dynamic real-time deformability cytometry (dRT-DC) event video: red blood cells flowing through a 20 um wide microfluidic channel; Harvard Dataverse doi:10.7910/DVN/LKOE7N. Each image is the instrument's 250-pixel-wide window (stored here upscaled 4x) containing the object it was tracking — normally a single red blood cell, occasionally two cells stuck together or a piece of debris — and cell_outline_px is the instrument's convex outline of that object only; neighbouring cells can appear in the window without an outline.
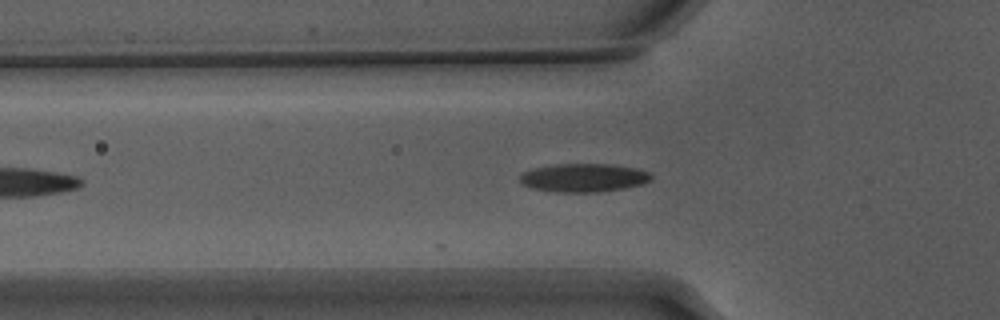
{"species": "Egyptian fruit bat (a non-hibernating species)", "species_latin": "Rousettus aegyptiacus", "temperature_condition": "warm", "stored_images_in_passage": 16, "camera_frame_rate_fps": 3000, "um_per_image_px": 0.085, "animal": {"sex": "male"}, "frame": {"image": 1, "passage_image": 2, "time_ms": 0.333, "image_size_px": [1000, 320], "cell_outline_px": [[652, 180], [644, 184], [624, 188], [600, 192], [556, 192], [532, 188], [524, 184], [520, 180], [520, 176], [524, 172], [536, 168], [556, 164], [612, 164], [636, 168], [652, 172]], "centroid_in_image_um": [49.7, 15.11], "position_along_channel_um": 76.1, "area_um2": 21.79}}
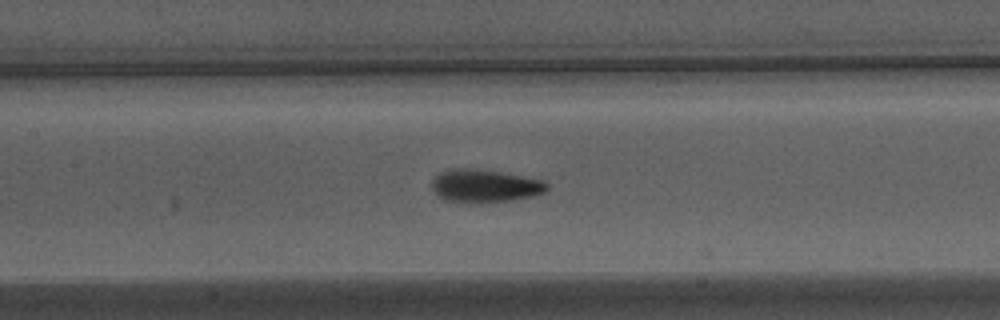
{"frame": {"image": 2, "passage_image": 9, "time_ms": 2.667, "image_size_px": [1000, 320], "cell_outline_px": [[548, 188], [544, 192], [532, 196], [512, 200], [480, 204], [472, 204], [444, 200], [432, 188], [432, 180], [440, 172], [448, 168], [468, 168], [496, 172], [544, 180], [548, 184]], "centroid_in_image_um": [41.18, 15.82], "position_along_channel_um": 166.2, "area_um2": 22.14}}
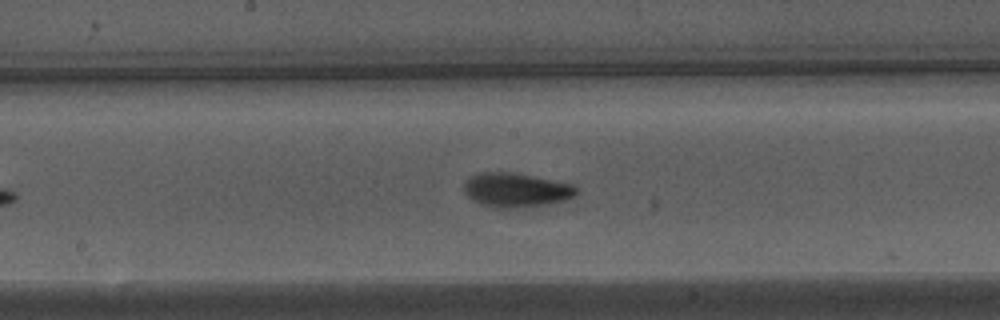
{"frame": {"image": 3, "passage_image": 12, "time_ms": 3.667, "image_size_px": [1000, 320], "cell_outline_px": [[580, 192], [576, 196], [564, 200], [548, 204], [516, 208], [492, 208], [480, 204], [468, 196], [464, 192], [464, 180], [480, 172], [512, 172], [572, 184], [580, 188]], "centroid_in_image_um": [43.88, 16.16], "position_along_channel_um": 204.3, "area_um2": 22.6}}